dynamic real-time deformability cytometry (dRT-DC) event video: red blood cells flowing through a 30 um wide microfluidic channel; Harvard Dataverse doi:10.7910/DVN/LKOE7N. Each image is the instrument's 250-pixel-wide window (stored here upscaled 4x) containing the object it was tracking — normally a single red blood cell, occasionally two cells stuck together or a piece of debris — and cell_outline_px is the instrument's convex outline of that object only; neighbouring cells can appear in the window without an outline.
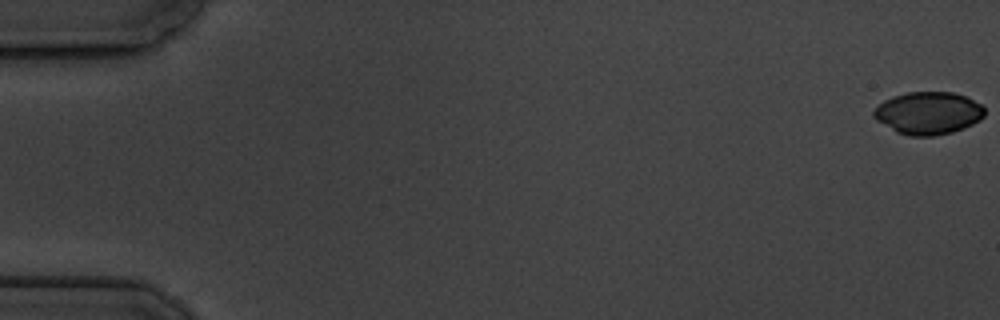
{"species": "common noctule bat (a hibernating species)", "species_latin": "Nyctalus noctula", "temperature_condition": "cold", "stored_images_in_passage": 7, "camera_frame_rate_fps": 3000, "um_per_image_px": 0.085, "animal": {"sex": "male", "body_mass_g": 19.5, "forearm_length_mm": 54.6}, "frame": {"image": 1, "passage_image": 1, "time_ms": 0.0, "image_size_px": [1000, 320], "cell_outline_px": [[984, 116], [980, 120], [964, 128], [952, 132], [932, 136], [908, 136], [896, 132], [876, 120], [872, 116], [872, 112], [884, 100], [892, 96], [908, 92], [952, 92], [964, 96], [980, 104], [984, 108]], "centroid_in_image_um": [78.88, 9.62], "position_along_channel_um": 6.1, "area_um2": 27.46}}
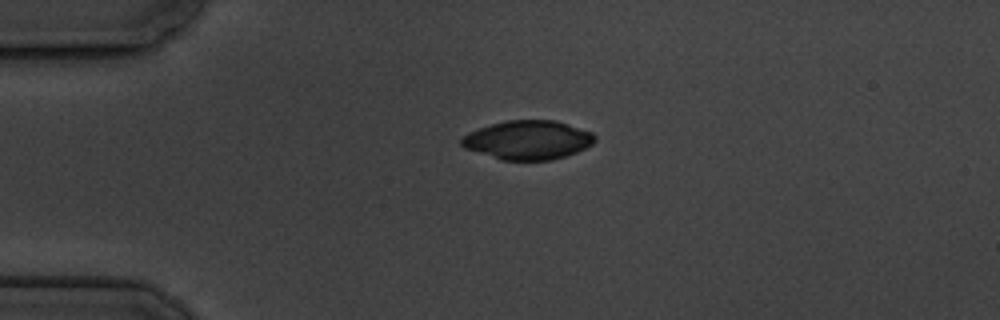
{"frame": {"image": 2, "passage_image": 5, "time_ms": 4.667, "image_size_px": [1000, 320], "cell_outline_px": [[596, 140], [592, 144], [576, 152], [552, 160], [500, 160], [464, 148], [460, 144], [460, 140], [468, 132], [492, 124], [508, 120], [556, 120], [592, 132], [596, 136]], "centroid_in_image_um": [44.87, 11.9], "position_along_channel_um": 40.1, "area_um2": 30.23}}